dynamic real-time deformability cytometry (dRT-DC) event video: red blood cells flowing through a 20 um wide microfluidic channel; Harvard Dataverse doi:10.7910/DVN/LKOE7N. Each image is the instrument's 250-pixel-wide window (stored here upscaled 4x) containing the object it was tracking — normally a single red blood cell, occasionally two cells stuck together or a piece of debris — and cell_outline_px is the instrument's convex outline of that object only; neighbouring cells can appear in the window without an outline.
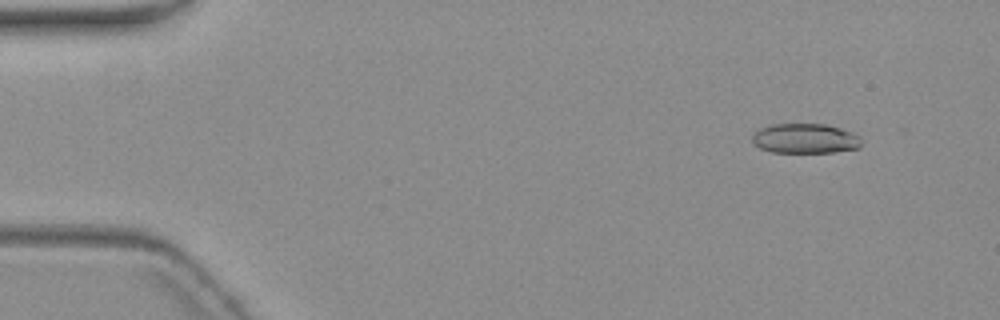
{"species": "common noctule bat (a hibernating species)", "species_latin": "Nyctalus noctula", "temperature_condition": "warm", "stored_images_in_passage": 6, "camera_frame_rate_fps": 3000, "um_per_image_px": 0.085, "animal": {"sex": "female", "body_mass_g": 19.3, "forearm_length_mm": 54.1}, "frame": {"image": 1, "passage_image": 2, "time_ms": 1.333, "image_size_px": [1000, 320], "cell_outline_px": [[860, 148], [832, 152], [772, 152], [760, 148], [752, 144], [752, 136], [760, 128], [772, 124], [828, 124], [852, 132], [860, 136]], "centroid_in_image_um": [68.43, 11.77], "position_along_channel_um": 16.6, "area_um2": 19.02}}
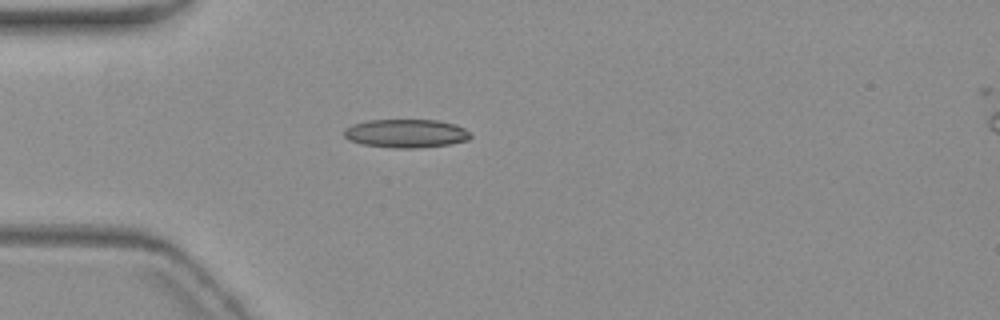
{"frame": {"image": 2, "passage_image": 5, "time_ms": 5.0, "image_size_px": [1000, 320], "cell_outline_px": [[472, 136], [468, 140], [448, 144], [416, 148], [396, 148], [360, 144], [348, 140], [344, 136], [344, 128], [352, 124], [368, 120], [436, 120], [452, 124], [464, 128]], "centroid_in_image_um": [34.46, 11.34], "position_along_channel_um": 50.5, "area_um2": 20.92}}